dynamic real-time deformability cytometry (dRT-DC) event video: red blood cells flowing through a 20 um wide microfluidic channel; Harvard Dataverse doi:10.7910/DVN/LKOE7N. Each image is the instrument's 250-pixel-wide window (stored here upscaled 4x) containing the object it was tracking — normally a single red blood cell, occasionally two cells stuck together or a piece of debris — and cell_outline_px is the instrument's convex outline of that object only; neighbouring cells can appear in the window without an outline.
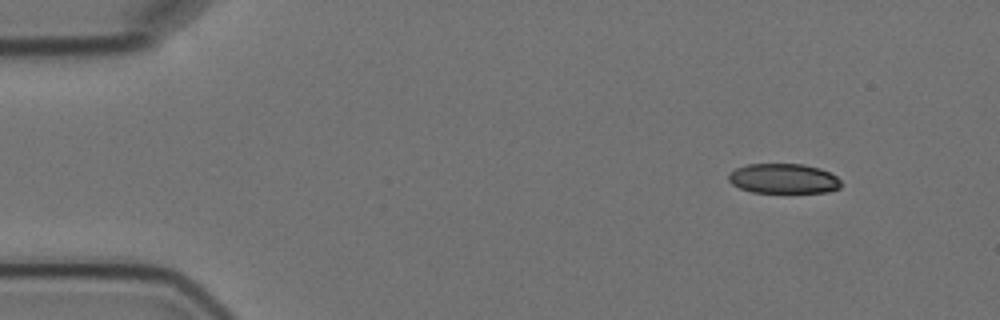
{"species": "Egyptian fruit bat (a non-hibernating species)", "species_latin": "Rousettus aegyptiacus", "temperature_condition": "cold", "stored_images_in_passage": 4, "camera_frame_rate_fps": 3000, "um_per_image_px": 0.085, "animal": {"sex": "female"}, "frame": {"image": 1, "passage_image": 1, "time_ms": 0.0, "image_size_px": [1000, 320], "cell_outline_px": [[840, 188], [828, 192], [752, 192], [740, 188], [732, 184], [728, 180], [728, 176], [736, 168], [748, 164], [804, 164], [820, 168], [836, 176], [840, 180]], "centroid_in_image_um": [66.6, 15.18], "position_along_channel_um": 18.4, "area_um2": 19.48}}
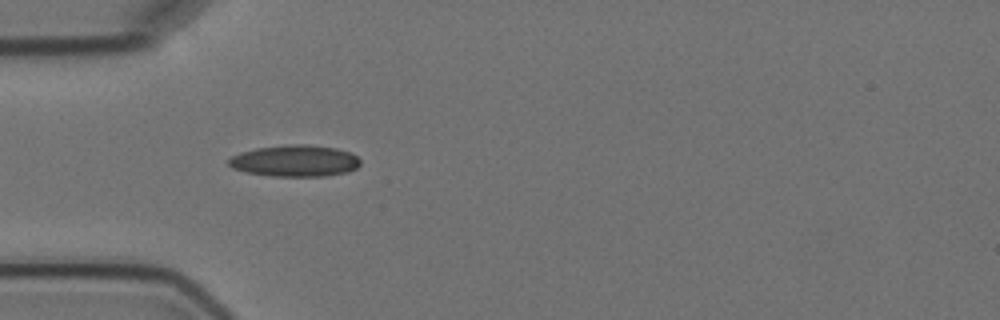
{"frame": {"image": 2, "passage_image": 4, "time_ms": 3.667, "image_size_px": [1000, 320], "cell_outline_px": [[360, 164], [356, 168], [348, 172], [324, 176], [272, 176], [248, 172], [232, 168], [228, 164], [228, 160], [232, 156], [240, 152], [256, 148], [288, 144], [308, 144], [336, 148], [348, 152], [356, 156], [360, 160]], "centroid_in_image_um": [25.07, 13.66], "position_along_channel_um": 59.9, "area_um2": 24.16}}